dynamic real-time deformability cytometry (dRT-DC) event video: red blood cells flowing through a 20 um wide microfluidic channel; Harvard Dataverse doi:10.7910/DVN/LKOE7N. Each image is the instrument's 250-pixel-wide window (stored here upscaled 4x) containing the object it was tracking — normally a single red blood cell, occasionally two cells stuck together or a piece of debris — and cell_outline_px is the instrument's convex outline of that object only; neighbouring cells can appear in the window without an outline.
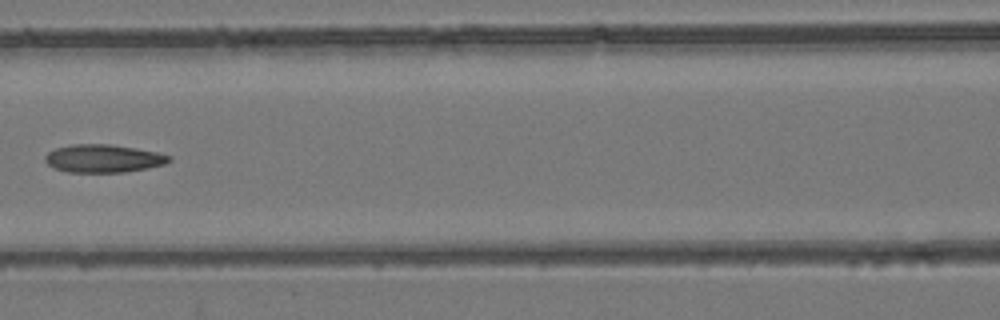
{"species": "common noctule bat (a hibernating species)", "species_latin": "Nyctalus noctula", "temperature_condition": "room temperature", "stored_images_in_passage": 8, "camera_frame_rate_fps": 3000, "um_per_image_px": 0.085, "animal": {"sex": "female", "body_mass_g": 24.6, "forearm_length_mm": 56.2}, "frame": {"image": 1, "passage_image": 8, "time_ms": 2.333, "image_size_px": [1000, 320], "cell_outline_px": [[172, 160], [164, 164], [148, 168], [124, 172], [68, 172], [56, 168], [48, 164], [44, 160], [44, 156], [48, 152], [56, 148], [72, 144], [112, 144], [156, 152], [172, 156]], "centroid_in_image_um": [8.79, 13.47], "position_along_channel_um": 157.8, "area_um2": 20.17}}